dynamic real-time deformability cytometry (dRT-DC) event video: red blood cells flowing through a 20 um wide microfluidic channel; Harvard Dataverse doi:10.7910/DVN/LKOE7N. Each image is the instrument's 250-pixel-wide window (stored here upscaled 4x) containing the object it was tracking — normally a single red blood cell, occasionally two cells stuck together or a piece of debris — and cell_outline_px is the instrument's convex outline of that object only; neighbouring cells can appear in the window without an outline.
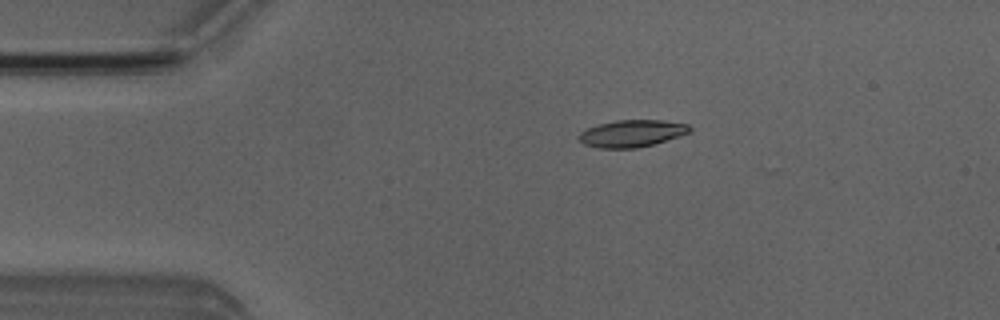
{"species": "Egyptian fruit bat (a non-hibernating species)", "species_latin": "Rousettus aegyptiacus", "temperature_condition": "room temperature", "stored_images_in_passage": 2, "camera_frame_rate_fps": 3000, "um_per_image_px": 0.085, "animal": {"sex": "male"}, "frame": {"image": 1, "passage_image": 1, "time_ms": 0.0, "image_size_px": [1000, 320], "cell_outline_px": [[692, 132], [680, 136], [652, 144], [636, 148], [596, 148], [584, 144], [580, 140], [580, 132], [588, 128], [600, 124], [616, 120], [664, 120], [688, 124], [692, 128]], "centroid_in_image_um": [53.75, 11.34], "position_along_channel_um": 31.2, "area_um2": 17.4}}